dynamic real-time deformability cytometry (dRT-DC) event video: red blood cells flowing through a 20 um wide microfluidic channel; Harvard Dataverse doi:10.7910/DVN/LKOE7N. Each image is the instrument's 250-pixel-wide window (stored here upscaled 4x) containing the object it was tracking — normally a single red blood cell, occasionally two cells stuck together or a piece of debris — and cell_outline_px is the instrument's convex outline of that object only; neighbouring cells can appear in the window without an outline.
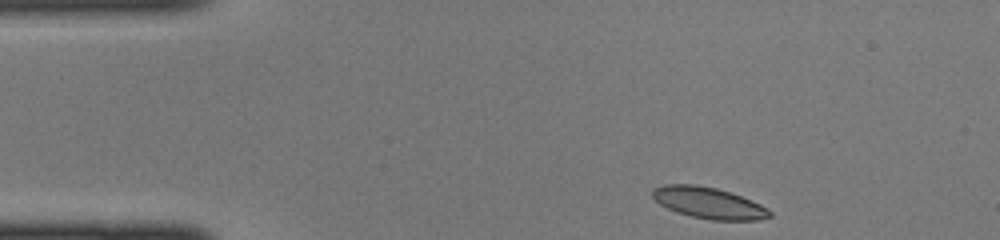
{"species": "common noctule bat (a hibernating species)", "species_latin": "Nyctalus noctula", "temperature_condition": "cold", "stored_images_in_passage": 40, "camera_frame_rate_fps": 3000, "um_per_image_px": 0.085, "animal": {"sex": "female", "body_mass_g": 22.0, "forearm_length_mm": 56.7}, "frame": {"image": 1, "passage_image": 1, "time_ms": 0.0, "image_size_px": [1000, 240], "cell_outline_px": [[772, 216], [760, 220], [712, 220], [692, 216], [676, 212], [660, 204], [652, 196], [652, 188], [664, 184], [696, 184], [716, 188], [752, 200], [768, 208], [772, 212]], "centroid_in_image_um": [60.24, 17.24], "position_along_channel_um": 24.8, "area_um2": 21.39}}
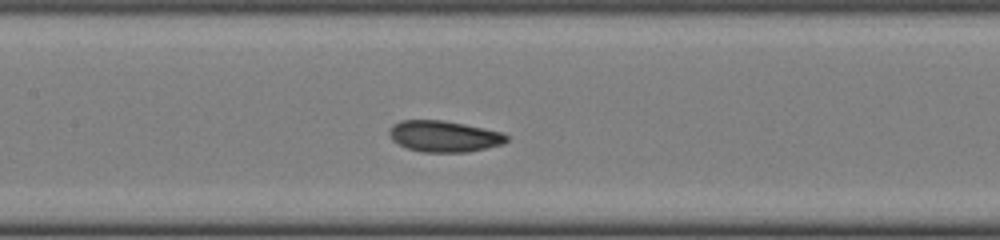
{"frame": {"image": 2, "passage_image": 15, "time_ms": 4.667, "image_size_px": [1000, 240], "cell_outline_px": [[508, 140], [504, 144], [468, 152], [420, 152], [408, 148], [392, 140], [388, 132], [388, 128], [392, 124], [400, 120], [444, 120], [504, 132], [508, 136]], "centroid_in_image_um": [37.75, 11.58], "position_along_channel_um": 169.7, "area_um2": 21.56}}
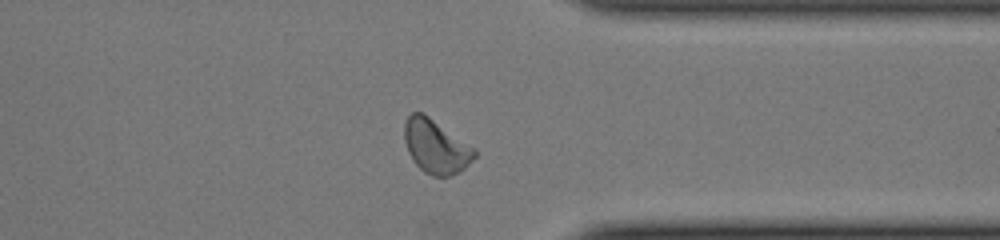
{"frame": {"image": 3, "passage_image": 29, "time_ms": 9.333, "image_size_px": [1000, 240], "cell_outline_px": [[476, 156], [460, 172], [448, 176], [432, 176], [424, 172], [412, 160], [408, 152], [404, 140], [404, 124], [408, 116], [412, 112], [424, 112], [476, 148]], "centroid_in_image_um": [37.05, 12.43], "position_along_channel_um": 374.4, "area_um2": 22.25}}